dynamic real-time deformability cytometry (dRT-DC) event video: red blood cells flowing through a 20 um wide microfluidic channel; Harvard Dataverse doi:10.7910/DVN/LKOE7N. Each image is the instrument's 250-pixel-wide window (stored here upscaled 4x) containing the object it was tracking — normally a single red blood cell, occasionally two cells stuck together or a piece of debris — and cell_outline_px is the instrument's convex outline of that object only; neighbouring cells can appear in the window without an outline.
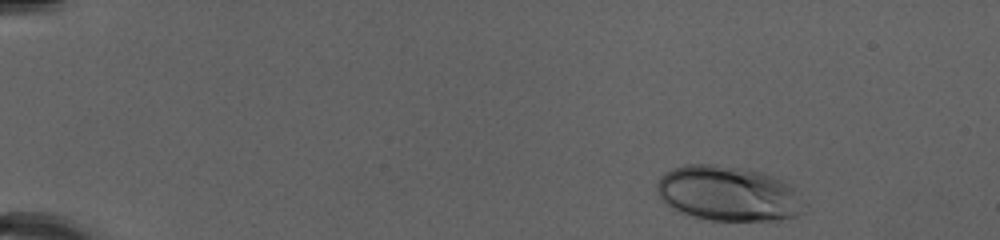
{"species": "human", "species_latin": "Homo sapiens", "temperature_condition": "cold", "stored_images_in_passage": 47, "camera_frame_rate_fps": 3000, "um_per_image_px": 0.085, "donor": {"sex": "female"}, "frame": {"image": 1, "passage_image": 2, "time_ms": 0.333, "image_size_px": [1000, 240], "cell_outline_px": [[808, 204], [804, 212], [796, 216], [780, 220], [712, 220], [692, 216], [676, 212], [664, 204], [660, 200], [656, 188], [656, 184], [660, 176], [664, 172], [672, 168], [688, 164], [716, 164], [740, 168], [760, 172], [772, 176], [780, 180], [792, 188]], "centroid_in_image_um": [61.86, 16.47], "position_along_channel_um": 23.1, "area_um2": 47.63}}
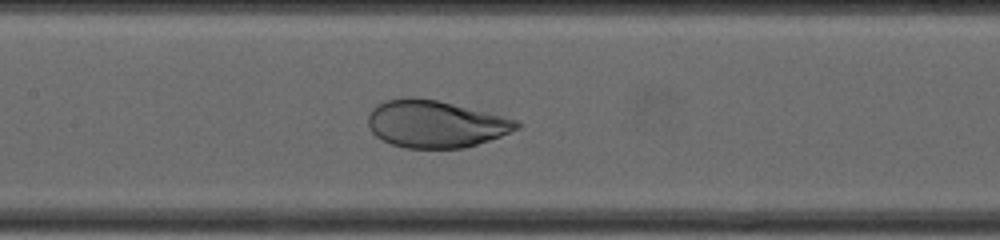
{"frame": {"image": 2, "passage_image": 22, "time_ms": 7.0, "image_size_px": [1000, 240], "cell_outline_px": [[520, 128], [500, 136], [464, 148], [404, 148], [392, 144], [376, 136], [372, 132], [368, 124], [368, 116], [372, 108], [376, 104], [388, 100], [436, 100], [516, 120], [520, 124]], "centroid_in_image_um": [37.0, 10.58], "position_along_channel_um": 170.4, "area_um2": 39.65}}
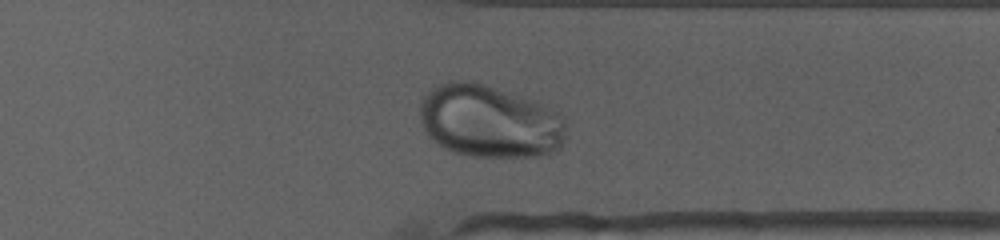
{"frame": {"image": 3, "passage_image": 37, "time_ms": 12.0, "image_size_px": [1000, 240], "cell_outline_px": [[568, 124], [564, 140], [560, 148], [556, 152], [548, 156], [472, 156], [452, 152], [436, 144], [428, 136], [420, 120], [420, 100], [432, 88], [440, 84], [452, 80], [472, 80], [536, 100], [564, 116], [568, 120]], "centroid_in_image_um": [41.65, 10.31], "position_along_channel_um": 369.7, "area_um2": 63.06}, "authors_computed_cell_mechanics": {"area_um2": 45.373, "velocity_mm_per_s": 3.9842, "shape_relaxation_time_tau1_ms": 5.5041, "shape_relaxation_time_tau2_ms": null, "deformation_change_tau1": 0.2379, "deformation_change_tau2": null}}